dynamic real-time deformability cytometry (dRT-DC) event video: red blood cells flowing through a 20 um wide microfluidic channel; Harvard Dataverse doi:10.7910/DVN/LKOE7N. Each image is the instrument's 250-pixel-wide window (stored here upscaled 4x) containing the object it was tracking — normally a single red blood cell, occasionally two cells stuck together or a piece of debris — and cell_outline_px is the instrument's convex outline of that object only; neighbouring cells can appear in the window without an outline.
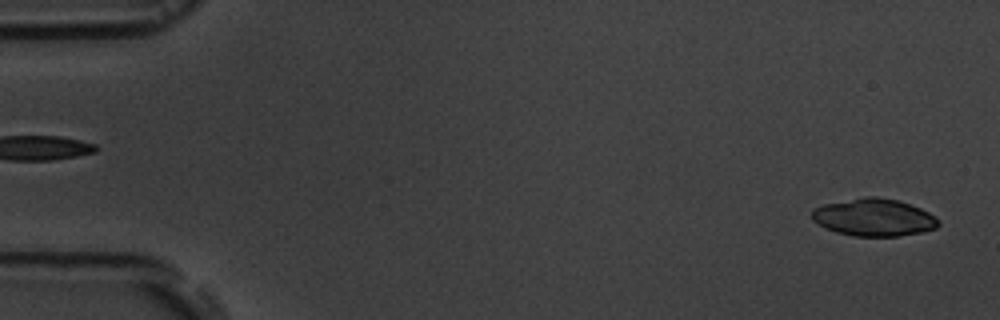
{"species": "common noctule bat (a hibernating species)", "species_latin": "Nyctalus noctula", "temperature_condition": "room temperature", "stored_images_in_passage": 5, "segment_of_instrument_passage": [2, 2], "camera_frame_rate_fps": 3000, "um_per_image_px": 0.085, "animal": {"sex": "male", "body_mass_g": 19.5, "forearm_length_mm": 54.6}, "frame": {"image": 1, "passage_image": 5, "time_ms": 6.0, "image_size_px": [1000, 320], "cell_outline_px": [[940, 224], [936, 228], [924, 232], [900, 236], [852, 236], [836, 232], [824, 228], [812, 220], [812, 208], [824, 204], [864, 196], [876, 196], [900, 200], [920, 208], [928, 212], [940, 220]], "centroid_in_image_um": [74.28, 18.48], "position_along_channel_um": 10.7, "area_um2": 27.98}}